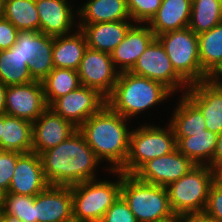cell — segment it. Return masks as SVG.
Masks as SVG:
<instances>
[{"instance_id":"obj_26","label":"cell","mask_w":222,"mask_h":222,"mask_svg":"<svg viewBox=\"0 0 222 222\" xmlns=\"http://www.w3.org/2000/svg\"><path fill=\"white\" fill-rule=\"evenodd\" d=\"M169 124L175 137H191L207 129L200 109L184 93Z\"/></svg>"},{"instance_id":"obj_3","label":"cell","mask_w":222,"mask_h":222,"mask_svg":"<svg viewBox=\"0 0 222 222\" xmlns=\"http://www.w3.org/2000/svg\"><path fill=\"white\" fill-rule=\"evenodd\" d=\"M173 92L163 83L131 72H121L107 105L126 119L152 108Z\"/></svg>"},{"instance_id":"obj_28","label":"cell","mask_w":222,"mask_h":222,"mask_svg":"<svg viewBox=\"0 0 222 222\" xmlns=\"http://www.w3.org/2000/svg\"><path fill=\"white\" fill-rule=\"evenodd\" d=\"M0 15L19 31H40V18L35 0H6Z\"/></svg>"},{"instance_id":"obj_32","label":"cell","mask_w":222,"mask_h":222,"mask_svg":"<svg viewBox=\"0 0 222 222\" xmlns=\"http://www.w3.org/2000/svg\"><path fill=\"white\" fill-rule=\"evenodd\" d=\"M0 81L5 86L28 84L34 81L25 60L16 50H0Z\"/></svg>"},{"instance_id":"obj_41","label":"cell","mask_w":222,"mask_h":222,"mask_svg":"<svg viewBox=\"0 0 222 222\" xmlns=\"http://www.w3.org/2000/svg\"><path fill=\"white\" fill-rule=\"evenodd\" d=\"M222 63L217 66L209 75H208V81L211 82L213 85L222 87Z\"/></svg>"},{"instance_id":"obj_23","label":"cell","mask_w":222,"mask_h":222,"mask_svg":"<svg viewBox=\"0 0 222 222\" xmlns=\"http://www.w3.org/2000/svg\"><path fill=\"white\" fill-rule=\"evenodd\" d=\"M87 48L85 35L80 29L70 35L54 37L52 50L54 68L77 71Z\"/></svg>"},{"instance_id":"obj_17","label":"cell","mask_w":222,"mask_h":222,"mask_svg":"<svg viewBox=\"0 0 222 222\" xmlns=\"http://www.w3.org/2000/svg\"><path fill=\"white\" fill-rule=\"evenodd\" d=\"M48 186L40 155L34 152L21 154L7 193L36 196Z\"/></svg>"},{"instance_id":"obj_27","label":"cell","mask_w":222,"mask_h":222,"mask_svg":"<svg viewBox=\"0 0 222 222\" xmlns=\"http://www.w3.org/2000/svg\"><path fill=\"white\" fill-rule=\"evenodd\" d=\"M217 136L206 129L191 137H176L177 149L196 165L209 166L216 149Z\"/></svg>"},{"instance_id":"obj_42","label":"cell","mask_w":222,"mask_h":222,"mask_svg":"<svg viewBox=\"0 0 222 222\" xmlns=\"http://www.w3.org/2000/svg\"><path fill=\"white\" fill-rule=\"evenodd\" d=\"M6 88L7 86L0 81V112L5 110Z\"/></svg>"},{"instance_id":"obj_8","label":"cell","mask_w":222,"mask_h":222,"mask_svg":"<svg viewBox=\"0 0 222 222\" xmlns=\"http://www.w3.org/2000/svg\"><path fill=\"white\" fill-rule=\"evenodd\" d=\"M156 38L165 48L174 70L189 85L208 79L200 64L198 36L194 31L187 27L163 33Z\"/></svg>"},{"instance_id":"obj_45","label":"cell","mask_w":222,"mask_h":222,"mask_svg":"<svg viewBox=\"0 0 222 222\" xmlns=\"http://www.w3.org/2000/svg\"><path fill=\"white\" fill-rule=\"evenodd\" d=\"M6 0H0V13L3 10L4 4H5Z\"/></svg>"},{"instance_id":"obj_43","label":"cell","mask_w":222,"mask_h":222,"mask_svg":"<svg viewBox=\"0 0 222 222\" xmlns=\"http://www.w3.org/2000/svg\"><path fill=\"white\" fill-rule=\"evenodd\" d=\"M0 222H23L8 215H0Z\"/></svg>"},{"instance_id":"obj_25","label":"cell","mask_w":222,"mask_h":222,"mask_svg":"<svg viewBox=\"0 0 222 222\" xmlns=\"http://www.w3.org/2000/svg\"><path fill=\"white\" fill-rule=\"evenodd\" d=\"M33 123L4 113L0 146L5 151L32 152Z\"/></svg>"},{"instance_id":"obj_20","label":"cell","mask_w":222,"mask_h":222,"mask_svg":"<svg viewBox=\"0 0 222 222\" xmlns=\"http://www.w3.org/2000/svg\"><path fill=\"white\" fill-rule=\"evenodd\" d=\"M68 0H35L40 18V32L56 37L68 35L75 24Z\"/></svg>"},{"instance_id":"obj_12","label":"cell","mask_w":222,"mask_h":222,"mask_svg":"<svg viewBox=\"0 0 222 222\" xmlns=\"http://www.w3.org/2000/svg\"><path fill=\"white\" fill-rule=\"evenodd\" d=\"M117 70L109 53L87 48L77 72L82 86L96 89L107 98L118 80Z\"/></svg>"},{"instance_id":"obj_36","label":"cell","mask_w":222,"mask_h":222,"mask_svg":"<svg viewBox=\"0 0 222 222\" xmlns=\"http://www.w3.org/2000/svg\"><path fill=\"white\" fill-rule=\"evenodd\" d=\"M204 212L215 222H222V179L219 176L211 185Z\"/></svg>"},{"instance_id":"obj_13","label":"cell","mask_w":222,"mask_h":222,"mask_svg":"<svg viewBox=\"0 0 222 222\" xmlns=\"http://www.w3.org/2000/svg\"><path fill=\"white\" fill-rule=\"evenodd\" d=\"M48 107L42 82L32 81L6 88L4 110L6 115L33 123Z\"/></svg>"},{"instance_id":"obj_2","label":"cell","mask_w":222,"mask_h":222,"mask_svg":"<svg viewBox=\"0 0 222 222\" xmlns=\"http://www.w3.org/2000/svg\"><path fill=\"white\" fill-rule=\"evenodd\" d=\"M127 120L106 104L78 128L96 156L110 162L109 171L119 170L127 159L131 134Z\"/></svg>"},{"instance_id":"obj_24","label":"cell","mask_w":222,"mask_h":222,"mask_svg":"<svg viewBox=\"0 0 222 222\" xmlns=\"http://www.w3.org/2000/svg\"><path fill=\"white\" fill-rule=\"evenodd\" d=\"M76 11L82 17L78 24L131 20L127 0H88Z\"/></svg>"},{"instance_id":"obj_40","label":"cell","mask_w":222,"mask_h":222,"mask_svg":"<svg viewBox=\"0 0 222 222\" xmlns=\"http://www.w3.org/2000/svg\"><path fill=\"white\" fill-rule=\"evenodd\" d=\"M174 222H215L205 212L176 215Z\"/></svg>"},{"instance_id":"obj_47","label":"cell","mask_w":222,"mask_h":222,"mask_svg":"<svg viewBox=\"0 0 222 222\" xmlns=\"http://www.w3.org/2000/svg\"><path fill=\"white\" fill-rule=\"evenodd\" d=\"M158 222H174V219H170V220H163V221H158Z\"/></svg>"},{"instance_id":"obj_44","label":"cell","mask_w":222,"mask_h":222,"mask_svg":"<svg viewBox=\"0 0 222 222\" xmlns=\"http://www.w3.org/2000/svg\"><path fill=\"white\" fill-rule=\"evenodd\" d=\"M3 119H4V112H0V141L2 137Z\"/></svg>"},{"instance_id":"obj_35","label":"cell","mask_w":222,"mask_h":222,"mask_svg":"<svg viewBox=\"0 0 222 222\" xmlns=\"http://www.w3.org/2000/svg\"><path fill=\"white\" fill-rule=\"evenodd\" d=\"M21 155L18 152L5 151L0 146V190L7 193L10 182L14 175L17 158Z\"/></svg>"},{"instance_id":"obj_22","label":"cell","mask_w":222,"mask_h":222,"mask_svg":"<svg viewBox=\"0 0 222 222\" xmlns=\"http://www.w3.org/2000/svg\"><path fill=\"white\" fill-rule=\"evenodd\" d=\"M192 0H162L161 6L146 24L155 37L166 32L187 28L190 22Z\"/></svg>"},{"instance_id":"obj_9","label":"cell","mask_w":222,"mask_h":222,"mask_svg":"<svg viewBox=\"0 0 222 222\" xmlns=\"http://www.w3.org/2000/svg\"><path fill=\"white\" fill-rule=\"evenodd\" d=\"M54 37L40 31H18L11 47L25 60L34 81L41 82L54 68L52 50Z\"/></svg>"},{"instance_id":"obj_46","label":"cell","mask_w":222,"mask_h":222,"mask_svg":"<svg viewBox=\"0 0 222 222\" xmlns=\"http://www.w3.org/2000/svg\"><path fill=\"white\" fill-rule=\"evenodd\" d=\"M3 192L0 190V206L3 205Z\"/></svg>"},{"instance_id":"obj_4","label":"cell","mask_w":222,"mask_h":222,"mask_svg":"<svg viewBox=\"0 0 222 222\" xmlns=\"http://www.w3.org/2000/svg\"><path fill=\"white\" fill-rule=\"evenodd\" d=\"M120 196L137 222H158L175 218L166 187L140 181L135 175L122 172Z\"/></svg>"},{"instance_id":"obj_14","label":"cell","mask_w":222,"mask_h":222,"mask_svg":"<svg viewBox=\"0 0 222 222\" xmlns=\"http://www.w3.org/2000/svg\"><path fill=\"white\" fill-rule=\"evenodd\" d=\"M196 164L178 149L146 162L134 175L143 182L167 187L188 173Z\"/></svg>"},{"instance_id":"obj_29","label":"cell","mask_w":222,"mask_h":222,"mask_svg":"<svg viewBox=\"0 0 222 222\" xmlns=\"http://www.w3.org/2000/svg\"><path fill=\"white\" fill-rule=\"evenodd\" d=\"M41 82L48 106L57 98L81 86L78 72L66 68H53Z\"/></svg>"},{"instance_id":"obj_37","label":"cell","mask_w":222,"mask_h":222,"mask_svg":"<svg viewBox=\"0 0 222 222\" xmlns=\"http://www.w3.org/2000/svg\"><path fill=\"white\" fill-rule=\"evenodd\" d=\"M100 222H137L125 200L119 196L108 208Z\"/></svg>"},{"instance_id":"obj_16","label":"cell","mask_w":222,"mask_h":222,"mask_svg":"<svg viewBox=\"0 0 222 222\" xmlns=\"http://www.w3.org/2000/svg\"><path fill=\"white\" fill-rule=\"evenodd\" d=\"M35 222H74L71 187L49 185L37 194Z\"/></svg>"},{"instance_id":"obj_11","label":"cell","mask_w":222,"mask_h":222,"mask_svg":"<svg viewBox=\"0 0 222 222\" xmlns=\"http://www.w3.org/2000/svg\"><path fill=\"white\" fill-rule=\"evenodd\" d=\"M106 104V97L99 91L81 85L78 89L57 98L49 108L79 128Z\"/></svg>"},{"instance_id":"obj_6","label":"cell","mask_w":222,"mask_h":222,"mask_svg":"<svg viewBox=\"0 0 222 222\" xmlns=\"http://www.w3.org/2000/svg\"><path fill=\"white\" fill-rule=\"evenodd\" d=\"M164 129L143 125L130 134L129 152L125 164L119 169L124 174L134 175L146 162L172 153L177 141L172 126Z\"/></svg>"},{"instance_id":"obj_10","label":"cell","mask_w":222,"mask_h":222,"mask_svg":"<svg viewBox=\"0 0 222 222\" xmlns=\"http://www.w3.org/2000/svg\"><path fill=\"white\" fill-rule=\"evenodd\" d=\"M133 74L163 83L172 92L190 86L173 68L165 48L155 38L139 56L133 68Z\"/></svg>"},{"instance_id":"obj_1","label":"cell","mask_w":222,"mask_h":222,"mask_svg":"<svg viewBox=\"0 0 222 222\" xmlns=\"http://www.w3.org/2000/svg\"><path fill=\"white\" fill-rule=\"evenodd\" d=\"M40 157L44 176L52 186H72L97 179L94 170L101 161L79 130Z\"/></svg>"},{"instance_id":"obj_31","label":"cell","mask_w":222,"mask_h":222,"mask_svg":"<svg viewBox=\"0 0 222 222\" xmlns=\"http://www.w3.org/2000/svg\"><path fill=\"white\" fill-rule=\"evenodd\" d=\"M222 22V0H192L188 28L199 35Z\"/></svg>"},{"instance_id":"obj_18","label":"cell","mask_w":222,"mask_h":222,"mask_svg":"<svg viewBox=\"0 0 222 222\" xmlns=\"http://www.w3.org/2000/svg\"><path fill=\"white\" fill-rule=\"evenodd\" d=\"M184 94L200 109L207 130L222 132V87L208 80L191 84Z\"/></svg>"},{"instance_id":"obj_15","label":"cell","mask_w":222,"mask_h":222,"mask_svg":"<svg viewBox=\"0 0 222 222\" xmlns=\"http://www.w3.org/2000/svg\"><path fill=\"white\" fill-rule=\"evenodd\" d=\"M78 130L71 122L63 119L51 108H47L34 122L32 152H42L57 146Z\"/></svg>"},{"instance_id":"obj_39","label":"cell","mask_w":222,"mask_h":222,"mask_svg":"<svg viewBox=\"0 0 222 222\" xmlns=\"http://www.w3.org/2000/svg\"><path fill=\"white\" fill-rule=\"evenodd\" d=\"M209 167L218 176L222 174V132L217 136L216 149Z\"/></svg>"},{"instance_id":"obj_30","label":"cell","mask_w":222,"mask_h":222,"mask_svg":"<svg viewBox=\"0 0 222 222\" xmlns=\"http://www.w3.org/2000/svg\"><path fill=\"white\" fill-rule=\"evenodd\" d=\"M197 36L200 64L209 75L222 63V22Z\"/></svg>"},{"instance_id":"obj_34","label":"cell","mask_w":222,"mask_h":222,"mask_svg":"<svg viewBox=\"0 0 222 222\" xmlns=\"http://www.w3.org/2000/svg\"><path fill=\"white\" fill-rule=\"evenodd\" d=\"M162 0H127L132 21L138 24L148 23L160 8Z\"/></svg>"},{"instance_id":"obj_21","label":"cell","mask_w":222,"mask_h":222,"mask_svg":"<svg viewBox=\"0 0 222 222\" xmlns=\"http://www.w3.org/2000/svg\"><path fill=\"white\" fill-rule=\"evenodd\" d=\"M127 20L76 26L85 35L87 46L96 51L111 53L134 25Z\"/></svg>"},{"instance_id":"obj_7","label":"cell","mask_w":222,"mask_h":222,"mask_svg":"<svg viewBox=\"0 0 222 222\" xmlns=\"http://www.w3.org/2000/svg\"><path fill=\"white\" fill-rule=\"evenodd\" d=\"M218 175L207 165H196L179 180L167 186L175 215L204 212L209 190Z\"/></svg>"},{"instance_id":"obj_5","label":"cell","mask_w":222,"mask_h":222,"mask_svg":"<svg viewBox=\"0 0 222 222\" xmlns=\"http://www.w3.org/2000/svg\"><path fill=\"white\" fill-rule=\"evenodd\" d=\"M117 174V182L84 181L70 186L74 222H100L108 208L120 196L122 172L110 170Z\"/></svg>"},{"instance_id":"obj_33","label":"cell","mask_w":222,"mask_h":222,"mask_svg":"<svg viewBox=\"0 0 222 222\" xmlns=\"http://www.w3.org/2000/svg\"><path fill=\"white\" fill-rule=\"evenodd\" d=\"M1 215H8L23 222H35V196L4 193Z\"/></svg>"},{"instance_id":"obj_38","label":"cell","mask_w":222,"mask_h":222,"mask_svg":"<svg viewBox=\"0 0 222 222\" xmlns=\"http://www.w3.org/2000/svg\"><path fill=\"white\" fill-rule=\"evenodd\" d=\"M18 29L0 15V50L10 49L17 38Z\"/></svg>"},{"instance_id":"obj_19","label":"cell","mask_w":222,"mask_h":222,"mask_svg":"<svg viewBox=\"0 0 222 222\" xmlns=\"http://www.w3.org/2000/svg\"><path fill=\"white\" fill-rule=\"evenodd\" d=\"M155 35L150 27L133 25L122 42L110 53V57L115 65L118 64L119 72H128L135 65L139 56L145 51L147 46L155 39Z\"/></svg>"}]
</instances>
